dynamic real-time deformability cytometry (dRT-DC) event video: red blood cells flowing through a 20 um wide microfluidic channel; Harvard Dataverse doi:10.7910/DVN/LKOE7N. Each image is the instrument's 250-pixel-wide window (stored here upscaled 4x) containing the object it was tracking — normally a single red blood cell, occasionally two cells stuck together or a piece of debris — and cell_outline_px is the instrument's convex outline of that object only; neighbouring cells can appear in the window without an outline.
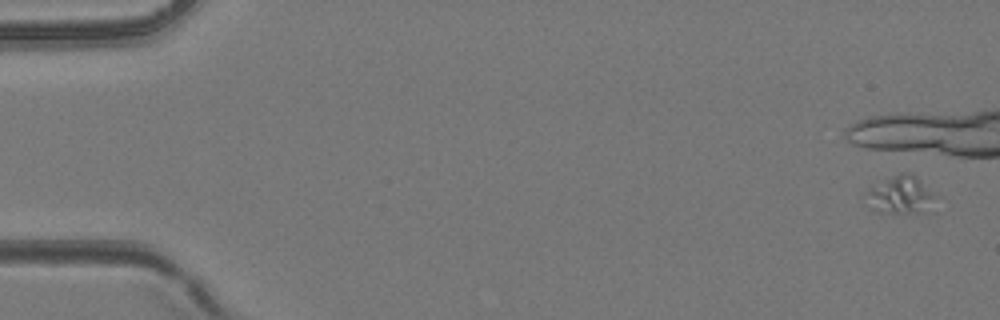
{"species": "common noctule bat (a hibernating species)", "species_latin": "Nyctalus noctula", "temperature_condition": "room temperature", "stored_images_in_passage": 3, "camera_frame_rate_fps": 3000, "um_per_image_px": 0.085, "animal": {"sex": "female", "body_mass_g": 24.6, "forearm_length_mm": 56.2}, "frame": {"image": 1, "passage_image": 1, "time_ms": 0.0, "image_size_px": [1000, 320], "cell_outline_px": [[936, 212], [876, 212], [872, 208], [868, 192], [872, 188], [900, 172], [912, 172], [916, 176], [932, 196]], "centroid_in_image_um": [76.63, 16.6], "position_along_channel_um": 8.4, "area_um2": 14.51}}